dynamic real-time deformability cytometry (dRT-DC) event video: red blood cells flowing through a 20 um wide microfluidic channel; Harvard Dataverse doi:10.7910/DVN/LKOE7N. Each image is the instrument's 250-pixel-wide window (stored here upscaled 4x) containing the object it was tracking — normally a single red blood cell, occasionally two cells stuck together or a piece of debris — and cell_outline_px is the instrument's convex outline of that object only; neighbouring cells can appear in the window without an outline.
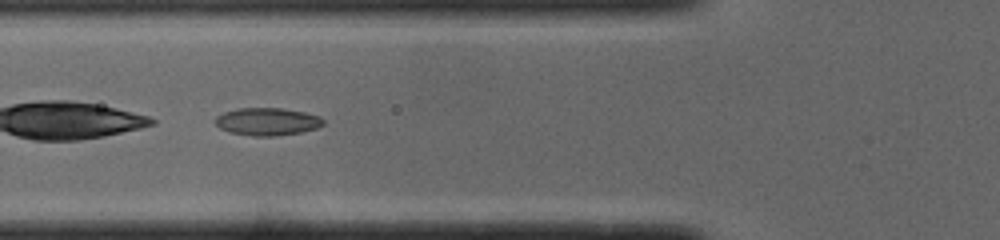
{"species": "common noctule bat (a hibernating species)", "species_latin": "Nyctalus noctula", "temperature_condition": "cold", "stored_images_in_passage": 22, "camera_frame_rate_fps": 3000, "um_per_image_px": 0.085, "animal": {"sex": "male", "body_mass_g": 19.0, "forearm_length_mm": 50.8}, "frame": {"image": 1, "passage_image": 4, "time_ms": 1.0, "image_size_px": [1000, 240], "cell_outline_px": [[324, 124], [316, 128], [300, 132], [276, 136], [252, 136], [228, 132], [220, 128], [216, 124], [216, 116], [224, 112], [236, 108], [280, 108], [304, 112], [320, 116], [324, 120]], "centroid_in_image_um": [22.71, 10.33], "position_along_channel_um": 103.1, "area_um2": 17.4}}
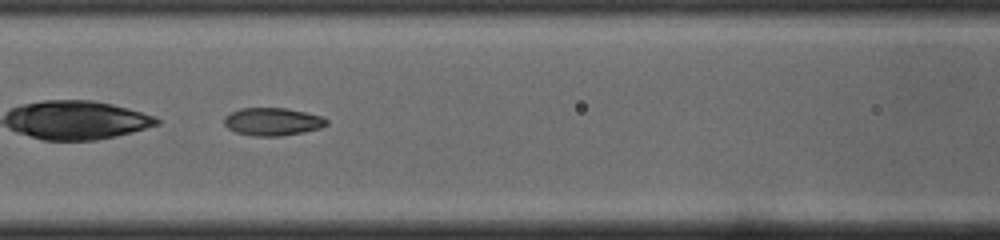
{"frame": {"image": 2, "passage_image": 7, "time_ms": 2.0, "image_size_px": [1000, 240], "cell_outline_px": [[328, 124], [320, 128], [304, 132], [280, 136], [252, 136], [236, 132], [228, 128], [224, 124], [224, 116], [240, 108], [284, 108], [324, 116], [328, 120]], "centroid_in_image_um": [23.18, 10.34], "position_along_channel_um": 143.4, "area_um2": 16.65}}